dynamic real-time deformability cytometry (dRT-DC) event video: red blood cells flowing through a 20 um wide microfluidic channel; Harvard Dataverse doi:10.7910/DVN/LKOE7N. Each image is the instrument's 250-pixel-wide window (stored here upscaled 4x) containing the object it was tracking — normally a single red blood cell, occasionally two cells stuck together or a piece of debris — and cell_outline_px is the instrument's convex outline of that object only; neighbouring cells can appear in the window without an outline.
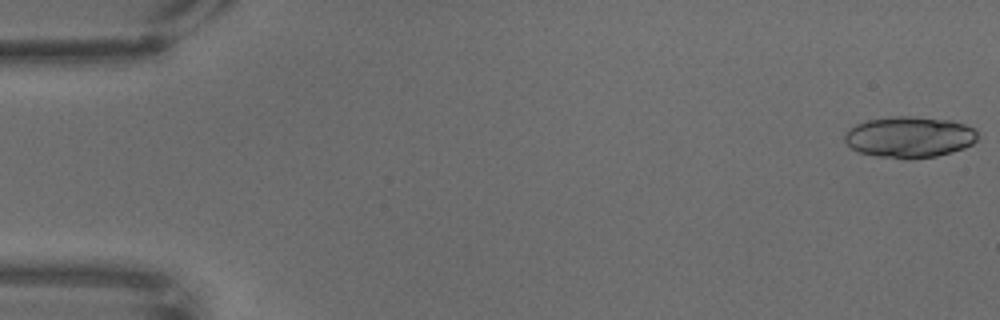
{"species": "common noctule bat (a hibernating species)", "species_latin": "Nyctalus noctula", "temperature_condition": "warm", "stored_images_in_passage": 68, "camera_frame_rate_fps": 3000, "um_per_image_px": 0.085, "animal": {"sex": "male", "body_mass_g": 18.8}, "frame": {"image": 1, "passage_image": 1, "time_ms": 0.0, "image_size_px": [1000, 320], "cell_outline_px": [[976, 140], [972, 144], [964, 148], [936, 156], [908, 160], [904, 160], [876, 156], [860, 152], [852, 148], [844, 140], [844, 136], [856, 124], [868, 120], [892, 116], [908, 116], [948, 120], [964, 124], [972, 128], [976, 132]], "centroid_in_image_um": [77.29, 11.66], "position_along_channel_um": 7.7, "area_um2": 31.67}}